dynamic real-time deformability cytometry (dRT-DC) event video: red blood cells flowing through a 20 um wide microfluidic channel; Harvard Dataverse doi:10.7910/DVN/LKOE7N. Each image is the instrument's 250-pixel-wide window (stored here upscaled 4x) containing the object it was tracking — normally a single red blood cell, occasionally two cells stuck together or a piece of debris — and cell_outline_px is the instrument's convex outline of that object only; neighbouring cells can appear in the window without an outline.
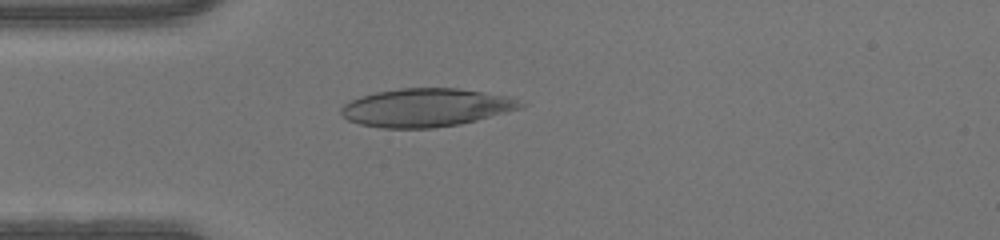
{"species": "human", "species_latin": "Homo sapiens", "temperature_condition": "warm", "stored_images_in_passage": 46, "camera_frame_rate_fps": 3000, "um_per_image_px": 0.085, "donor": {"sex": "male"}, "frame": {"image": 1, "passage_image": 12, "time_ms": 3.667, "image_size_px": [1000, 240], "cell_outline_px": [[528, 104], [524, 108], [460, 124], [432, 128], [380, 128], [360, 124], [348, 120], [340, 112], [340, 108], [344, 104], [360, 96], [376, 92], [400, 88], [456, 88], [484, 92], [504, 96]], "centroid_in_image_um": [36.21, 9.15], "position_along_channel_um": 48.8, "area_um2": 39.94}}
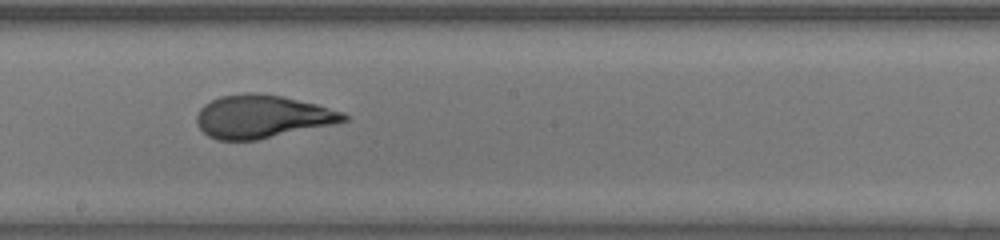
{"frame": {"image": 2, "passage_image": 25, "time_ms": 8.0, "image_size_px": [1000, 240], "cell_outline_px": [[348, 120], [332, 124], [256, 140], [216, 140], [208, 136], [196, 124], [196, 116], [200, 108], [204, 104], [220, 96], [244, 92], [252, 92], [280, 96], [316, 104], [344, 112], [348, 116]], "centroid_in_image_um": [22.24, 9.9], "position_along_channel_um": 226.0, "area_um2": 36.65}}
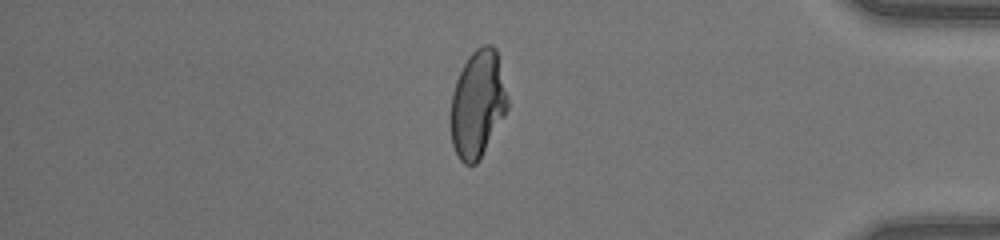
{"frame": {"image": 3, "passage_image": 39, "time_ms": 12.667, "image_size_px": [1000, 240], "cell_outline_px": [[508, 108], [504, 116], [480, 160], [476, 164], [464, 164], [460, 160], [452, 144], [452, 92], [456, 80], [468, 56], [476, 48], [484, 44], [492, 44], [496, 48], [508, 96]], "centroid_in_image_um": [40.62, 8.82], "position_along_channel_um": 394.6, "area_um2": 35.37}}